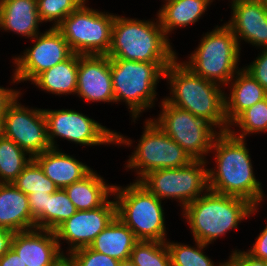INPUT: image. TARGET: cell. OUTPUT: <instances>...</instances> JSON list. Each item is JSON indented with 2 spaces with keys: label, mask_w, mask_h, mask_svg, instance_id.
<instances>
[{
  "label": "cell",
  "mask_w": 267,
  "mask_h": 266,
  "mask_svg": "<svg viewBox=\"0 0 267 266\" xmlns=\"http://www.w3.org/2000/svg\"><path fill=\"white\" fill-rule=\"evenodd\" d=\"M246 144L245 139L229 131L215 137L211 151L215 154L216 167L208 169V185L215 193L246 199L253 204L256 213L265 194L254 174Z\"/></svg>",
  "instance_id": "6da1fadb"
},
{
  "label": "cell",
  "mask_w": 267,
  "mask_h": 266,
  "mask_svg": "<svg viewBox=\"0 0 267 266\" xmlns=\"http://www.w3.org/2000/svg\"><path fill=\"white\" fill-rule=\"evenodd\" d=\"M176 58L164 71L168 79L170 96L163 98L167 103L187 110L200 117L219 132H227L229 124L225 116V91L219 84L194 74Z\"/></svg>",
  "instance_id": "7a4b0ae2"
},
{
  "label": "cell",
  "mask_w": 267,
  "mask_h": 266,
  "mask_svg": "<svg viewBox=\"0 0 267 266\" xmlns=\"http://www.w3.org/2000/svg\"><path fill=\"white\" fill-rule=\"evenodd\" d=\"M155 19L156 22L115 15L107 56L140 62H173L177 54L158 16Z\"/></svg>",
  "instance_id": "3957f363"
},
{
  "label": "cell",
  "mask_w": 267,
  "mask_h": 266,
  "mask_svg": "<svg viewBox=\"0 0 267 266\" xmlns=\"http://www.w3.org/2000/svg\"><path fill=\"white\" fill-rule=\"evenodd\" d=\"M193 239L212 244L228 231L238 229L239 222L254 214L246 199L208 190L182 209Z\"/></svg>",
  "instance_id": "277c9868"
},
{
  "label": "cell",
  "mask_w": 267,
  "mask_h": 266,
  "mask_svg": "<svg viewBox=\"0 0 267 266\" xmlns=\"http://www.w3.org/2000/svg\"><path fill=\"white\" fill-rule=\"evenodd\" d=\"M171 63L111 59L115 102H125L133 122L155 106L157 84Z\"/></svg>",
  "instance_id": "5b68a950"
},
{
  "label": "cell",
  "mask_w": 267,
  "mask_h": 266,
  "mask_svg": "<svg viewBox=\"0 0 267 266\" xmlns=\"http://www.w3.org/2000/svg\"><path fill=\"white\" fill-rule=\"evenodd\" d=\"M113 196L116 216L133 231L138 241H167L162 200L138 181L123 188L114 185Z\"/></svg>",
  "instance_id": "8992f818"
},
{
  "label": "cell",
  "mask_w": 267,
  "mask_h": 266,
  "mask_svg": "<svg viewBox=\"0 0 267 266\" xmlns=\"http://www.w3.org/2000/svg\"><path fill=\"white\" fill-rule=\"evenodd\" d=\"M241 47L232 30L224 23L201 38L198 47L182 63L194 74L223 86L241 69ZM239 68V69H238Z\"/></svg>",
  "instance_id": "52a82bcc"
},
{
  "label": "cell",
  "mask_w": 267,
  "mask_h": 266,
  "mask_svg": "<svg viewBox=\"0 0 267 266\" xmlns=\"http://www.w3.org/2000/svg\"><path fill=\"white\" fill-rule=\"evenodd\" d=\"M84 1L56 28L71 51L80 55H107L111 46L115 14L85 6Z\"/></svg>",
  "instance_id": "ba28073f"
},
{
  "label": "cell",
  "mask_w": 267,
  "mask_h": 266,
  "mask_svg": "<svg viewBox=\"0 0 267 266\" xmlns=\"http://www.w3.org/2000/svg\"><path fill=\"white\" fill-rule=\"evenodd\" d=\"M207 163L193 160L180 168L156 169L138 182L160 200L177 199L183 209L209 190Z\"/></svg>",
  "instance_id": "9c48e42d"
},
{
  "label": "cell",
  "mask_w": 267,
  "mask_h": 266,
  "mask_svg": "<svg viewBox=\"0 0 267 266\" xmlns=\"http://www.w3.org/2000/svg\"><path fill=\"white\" fill-rule=\"evenodd\" d=\"M43 111L47 120L48 140L51 148L58 149L59 145L55 141L58 137L90 147L104 144L132 146L133 142L130 138L106 128V126L76 110L43 109Z\"/></svg>",
  "instance_id": "30bf717a"
},
{
  "label": "cell",
  "mask_w": 267,
  "mask_h": 266,
  "mask_svg": "<svg viewBox=\"0 0 267 266\" xmlns=\"http://www.w3.org/2000/svg\"><path fill=\"white\" fill-rule=\"evenodd\" d=\"M144 131L127 160L126 170H136L135 181L156 169L187 166L193 159L169 137L151 118L144 123Z\"/></svg>",
  "instance_id": "8fae6325"
},
{
  "label": "cell",
  "mask_w": 267,
  "mask_h": 266,
  "mask_svg": "<svg viewBox=\"0 0 267 266\" xmlns=\"http://www.w3.org/2000/svg\"><path fill=\"white\" fill-rule=\"evenodd\" d=\"M161 111L152 119L159 127L178 143L193 160H206L211 152L215 137L220 133L208 121L191 112L161 101Z\"/></svg>",
  "instance_id": "7c38bea8"
},
{
  "label": "cell",
  "mask_w": 267,
  "mask_h": 266,
  "mask_svg": "<svg viewBox=\"0 0 267 266\" xmlns=\"http://www.w3.org/2000/svg\"><path fill=\"white\" fill-rule=\"evenodd\" d=\"M22 93L9 104L2 119L0 133L13 140L32 158L51 148L47 120L43 109L28 108L18 102Z\"/></svg>",
  "instance_id": "4fadbf2b"
},
{
  "label": "cell",
  "mask_w": 267,
  "mask_h": 266,
  "mask_svg": "<svg viewBox=\"0 0 267 266\" xmlns=\"http://www.w3.org/2000/svg\"><path fill=\"white\" fill-rule=\"evenodd\" d=\"M34 45L23 55L13 57L14 74L11 83L32 82L40 73L68 59L73 52L57 28L50 27L32 38Z\"/></svg>",
  "instance_id": "5bb4252c"
},
{
  "label": "cell",
  "mask_w": 267,
  "mask_h": 266,
  "mask_svg": "<svg viewBox=\"0 0 267 266\" xmlns=\"http://www.w3.org/2000/svg\"><path fill=\"white\" fill-rule=\"evenodd\" d=\"M113 200L108 199L102 206L92 210H77L63 222L55 230L60 249L62 250L61 240H66L69 245L67 254L79 248L89 247L97 235L116 217V202L114 198Z\"/></svg>",
  "instance_id": "9a60e30c"
},
{
  "label": "cell",
  "mask_w": 267,
  "mask_h": 266,
  "mask_svg": "<svg viewBox=\"0 0 267 266\" xmlns=\"http://www.w3.org/2000/svg\"><path fill=\"white\" fill-rule=\"evenodd\" d=\"M76 95L85 102H115L111 59L107 55L79 57Z\"/></svg>",
  "instance_id": "2e32d148"
},
{
  "label": "cell",
  "mask_w": 267,
  "mask_h": 266,
  "mask_svg": "<svg viewBox=\"0 0 267 266\" xmlns=\"http://www.w3.org/2000/svg\"><path fill=\"white\" fill-rule=\"evenodd\" d=\"M231 4V20L225 24L232 30L239 47L241 40L258 49L267 47L266 4L251 0H237Z\"/></svg>",
  "instance_id": "e0dca14e"
},
{
  "label": "cell",
  "mask_w": 267,
  "mask_h": 266,
  "mask_svg": "<svg viewBox=\"0 0 267 266\" xmlns=\"http://www.w3.org/2000/svg\"><path fill=\"white\" fill-rule=\"evenodd\" d=\"M11 248L26 266H53L65 254L60 249L55 231L46 229L15 232Z\"/></svg>",
  "instance_id": "ac0fdd59"
},
{
  "label": "cell",
  "mask_w": 267,
  "mask_h": 266,
  "mask_svg": "<svg viewBox=\"0 0 267 266\" xmlns=\"http://www.w3.org/2000/svg\"><path fill=\"white\" fill-rule=\"evenodd\" d=\"M33 159L58 189L83 179L93 170L74 156L63 153L59 148H50Z\"/></svg>",
  "instance_id": "d6986e66"
},
{
  "label": "cell",
  "mask_w": 267,
  "mask_h": 266,
  "mask_svg": "<svg viewBox=\"0 0 267 266\" xmlns=\"http://www.w3.org/2000/svg\"><path fill=\"white\" fill-rule=\"evenodd\" d=\"M0 228L14 232L35 229L28 195L12 183H0Z\"/></svg>",
  "instance_id": "ffe728a7"
},
{
  "label": "cell",
  "mask_w": 267,
  "mask_h": 266,
  "mask_svg": "<svg viewBox=\"0 0 267 266\" xmlns=\"http://www.w3.org/2000/svg\"><path fill=\"white\" fill-rule=\"evenodd\" d=\"M42 24L36 0H0V30L30 38L40 34Z\"/></svg>",
  "instance_id": "44dd1931"
},
{
  "label": "cell",
  "mask_w": 267,
  "mask_h": 266,
  "mask_svg": "<svg viewBox=\"0 0 267 266\" xmlns=\"http://www.w3.org/2000/svg\"><path fill=\"white\" fill-rule=\"evenodd\" d=\"M228 85L229 95L225 93V116L230 125L243 111L267 97L264 88L243 68ZM229 96V97H228Z\"/></svg>",
  "instance_id": "7402d4cb"
},
{
  "label": "cell",
  "mask_w": 267,
  "mask_h": 266,
  "mask_svg": "<svg viewBox=\"0 0 267 266\" xmlns=\"http://www.w3.org/2000/svg\"><path fill=\"white\" fill-rule=\"evenodd\" d=\"M138 242L133 231L117 216L102 230L89 248L119 261L130 259L134 245Z\"/></svg>",
  "instance_id": "603a6c76"
},
{
  "label": "cell",
  "mask_w": 267,
  "mask_h": 266,
  "mask_svg": "<svg viewBox=\"0 0 267 266\" xmlns=\"http://www.w3.org/2000/svg\"><path fill=\"white\" fill-rule=\"evenodd\" d=\"M95 170L83 179L63 188L76 210L86 211L102 206L113 196V184H107Z\"/></svg>",
  "instance_id": "cb8c5ba5"
},
{
  "label": "cell",
  "mask_w": 267,
  "mask_h": 266,
  "mask_svg": "<svg viewBox=\"0 0 267 266\" xmlns=\"http://www.w3.org/2000/svg\"><path fill=\"white\" fill-rule=\"evenodd\" d=\"M80 54L73 53L65 61L40 73L31 83L42 91L55 95H71L77 91Z\"/></svg>",
  "instance_id": "d4e9b609"
},
{
  "label": "cell",
  "mask_w": 267,
  "mask_h": 266,
  "mask_svg": "<svg viewBox=\"0 0 267 266\" xmlns=\"http://www.w3.org/2000/svg\"><path fill=\"white\" fill-rule=\"evenodd\" d=\"M213 0H173L162 5L157 13L160 25L166 36L178 27L194 24L207 11Z\"/></svg>",
  "instance_id": "484cf974"
},
{
  "label": "cell",
  "mask_w": 267,
  "mask_h": 266,
  "mask_svg": "<svg viewBox=\"0 0 267 266\" xmlns=\"http://www.w3.org/2000/svg\"><path fill=\"white\" fill-rule=\"evenodd\" d=\"M32 160L13 140L0 133V183H13Z\"/></svg>",
  "instance_id": "4316f807"
},
{
  "label": "cell",
  "mask_w": 267,
  "mask_h": 266,
  "mask_svg": "<svg viewBox=\"0 0 267 266\" xmlns=\"http://www.w3.org/2000/svg\"><path fill=\"white\" fill-rule=\"evenodd\" d=\"M239 127L237 133L232 126ZM233 136L246 139L249 134L267 131V97L243 111L229 126Z\"/></svg>",
  "instance_id": "83f0119b"
},
{
  "label": "cell",
  "mask_w": 267,
  "mask_h": 266,
  "mask_svg": "<svg viewBox=\"0 0 267 266\" xmlns=\"http://www.w3.org/2000/svg\"><path fill=\"white\" fill-rule=\"evenodd\" d=\"M24 194H53L57 186L45 175L40 165L33 159L12 183Z\"/></svg>",
  "instance_id": "f1b7e54d"
},
{
  "label": "cell",
  "mask_w": 267,
  "mask_h": 266,
  "mask_svg": "<svg viewBox=\"0 0 267 266\" xmlns=\"http://www.w3.org/2000/svg\"><path fill=\"white\" fill-rule=\"evenodd\" d=\"M194 242L195 247L166 241L171 258V266H221L220 262L217 265L203 252L204 248L208 246L207 244L197 240H194Z\"/></svg>",
  "instance_id": "f546056e"
},
{
  "label": "cell",
  "mask_w": 267,
  "mask_h": 266,
  "mask_svg": "<svg viewBox=\"0 0 267 266\" xmlns=\"http://www.w3.org/2000/svg\"><path fill=\"white\" fill-rule=\"evenodd\" d=\"M130 261L135 266H171L166 242L138 241L131 252Z\"/></svg>",
  "instance_id": "4dcf8cb0"
},
{
  "label": "cell",
  "mask_w": 267,
  "mask_h": 266,
  "mask_svg": "<svg viewBox=\"0 0 267 266\" xmlns=\"http://www.w3.org/2000/svg\"><path fill=\"white\" fill-rule=\"evenodd\" d=\"M76 208L64 189L49 195L47 203V230L55 231L63 222L76 213Z\"/></svg>",
  "instance_id": "1f68e13d"
},
{
  "label": "cell",
  "mask_w": 267,
  "mask_h": 266,
  "mask_svg": "<svg viewBox=\"0 0 267 266\" xmlns=\"http://www.w3.org/2000/svg\"><path fill=\"white\" fill-rule=\"evenodd\" d=\"M85 0H36L41 22H52L56 28L69 14Z\"/></svg>",
  "instance_id": "d6a6232c"
},
{
  "label": "cell",
  "mask_w": 267,
  "mask_h": 266,
  "mask_svg": "<svg viewBox=\"0 0 267 266\" xmlns=\"http://www.w3.org/2000/svg\"><path fill=\"white\" fill-rule=\"evenodd\" d=\"M76 266H119L120 261L89 247L76 249L68 254Z\"/></svg>",
  "instance_id": "836d02e7"
},
{
  "label": "cell",
  "mask_w": 267,
  "mask_h": 266,
  "mask_svg": "<svg viewBox=\"0 0 267 266\" xmlns=\"http://www.w3.org/2000/svg\"><path fill=\"white\" fill-rule=\"evenodd\" d=\"M50 194H29V208L35 220V228L47 230V203Z\"/></svg>",
  "instance_id": "e575fe53"
},
{
  "label": "cell",
  "mask_w": 267,
  "mask_h": 266,
  "mask_svg": "<svg viewBox=\"0 0 267 266\" xmlns=\"http://www.w3.org/2000/svg\"><path fill=\"white\" fill-rule=\"evenodd\" d=\"M259 56L249 65L242 67L248 72L267 92V47L260 50Z\"/></svg>",
  "instance_id": "d590c367"
},
{
  "label": "cell",
  "mask_w": 267,
  "mask_h": 266,
  "mask_svg": "<svg viewBox=\"0 0 267 266\" xmlns=\"http://www.w3.org/2000/svg\"><path fill=\"white\" fill-rule=\"evenodd\" d=\"M247 252L254 258L267 261V224L257 236L255 243Z\"/></svg>",
  "instance_id": "8d00e7d4"
},
{
  "label": "cell",
  "mask_w": 267,
  "mask_h": 266,
  "mask_svg": "<svg viewBox=\"0 0 267 266\" xmlns=\"http://www.w3.org/2000/svg\"><path fill=\"white\" fill-rule=\"evenodd\" d=\"M230 257L239 265V266H267V261L254 258L247 251L234 250L232 251Z\"/></svg>",
  "instance_id": "74e56055"
},
{
  "label": "cell",
  "mask_w": 267,
  "mask_h": 266,
  "mask_svg": "<svg viewBox=\"0 0 267 266\" xmlns=\"http://www.w3.org/2000/svg\"><path fill=\"white\" fill-rule=\"evenodd\" d=\"M21 91L12 89V88H3L0 86V126L2 123V119L4 118V114L7 110L9 104L15 99L17 95H19Z\"/></svg>",
  "instance_id": "f35d334b"
},
{
  "label": "cell",
  "mask_w": 267,
  "mask_h": 266,
  "mask_svg": "<svg viewBox=\"0 0 267 266\" xmlns=\"http://www.w3.org/2000/svg\"><path fill=\"white\" fill-rule=\"evenodd\" d=\"M0 266H26V264L21 260V257L10 248L0 257Z\"/></svg>",
  "instance_id": "ab89813d"
},
{
  "label": "cell",
  "mask_w": 267,
  "mask_h": 266,
  "mask_svg": "<svg viewBox=\"0 0 267 266\" xmlns=\"http://www.w3.org/2000/svg\"><path fill=\"white\" fill-rule=\"evenodd\" d=\"M15 232L6 228H0V257L10 248Z\"/></svg>",
  "instance_id": "60d3db41"
},
{
  "label": "cell",
  "mask_w": 267,
  "mask_h": 266,
  "mask_svg": "<svg viewBox=\"0 0 267 266\" xmlns=\"http://www.w3.org/2000/svg\"><path fill=\"white\" fill-rule=\"evenodd\" d=\"M53 266H76V264L68 254H63Z\"/></svg>",
  "instance_id": "b9f144b4"
},
{
  "label": "cell",
  "mask_w": 267,
  "mask_h": 266,
  "mask_svg": "<svg viewBox=\"0 0 267 266\" xmlns=\"http://www.w3.org/2000/svg\"><path fill=\"white\" fill-rule=\"evenodd\" d=\"M221 266H239L230 256L225 262H221Z\"/></svg>",
  "instance_id": "7bdbcfd3"
},
{
  "label": "cell",
  "mask_w": 267,
  "mask_h": 266,
  "mask_svg": "<svg viewBox=\"0 0 267 266\" xmlns=\"http://www.w3.org/2000/svg\"><path fill=\"white\" fill-rule=\"evenodd\" d=\"M119 266H135V265L129 259V260H125V261H120Z\"/></svg>",
  "instance_id": "ee69618b"
},
{
  "label": "cell",
  "mask_w": 267,
  "mask_h": 266,
  "mask_svg": "<svg viewBox=\"0 0 267 266\" xmlns=\"http://www.w3.org/2000/svg\"><path fill=\"white\" fill-rule=\"evenodd\" d=\"M251 1L259 2V3H263L267 5V0H251Z\"/></svg>",
  "instance_id": "f6af8a7d"
},
{
  "label": "cell",
  "mask_w": 267,
  "mask_h": 266,
  "mask_svg": "<svg viewBox=\"0 0 267 266\" xmlns=\"http://www.w3.org/2000/svg\"><path fill=\"white\" fill-rule=\"evenodd\" d=\"M164 1H165L164 3L166 4V3L173 1V0H164Z\"/></svg>",
  "instance_id": "bcb514c9"
}]
</instances>
